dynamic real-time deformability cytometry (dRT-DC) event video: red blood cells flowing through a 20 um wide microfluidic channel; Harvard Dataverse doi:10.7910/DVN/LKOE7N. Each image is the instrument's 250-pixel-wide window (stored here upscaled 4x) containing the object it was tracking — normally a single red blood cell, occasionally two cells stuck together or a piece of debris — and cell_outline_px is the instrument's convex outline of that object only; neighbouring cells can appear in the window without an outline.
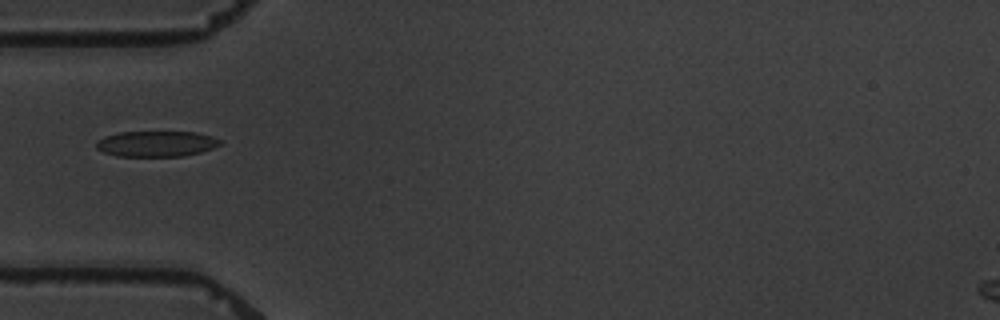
{"species": "common noctule bat (a hibernating species)", "species_latin": "Nyctalus noctula", "temperature_condition": "warm", "stored_images_in_passage": 1, "camera_frame_rate_fps": 3000, "um_per_image_px": 0.085, "animal": {"sex": "male", "body_mass_g": 19.5, "forearm_length_mm": 54.6}, "frame": {"image": 1, "passage_image": 1, "time_ms": 0.0, "image_size_px": [1000, 320], "cell_outline_px": [[220, 144], [212, 148], [200, 152], [184, 156], [116, 156], [104, 152], [96, 148], [96, 140], [104, 136], [120, 132], [196, 132], [212, 136], [220, 140]], "centroid_in_image_um": [13.25, 12.22], "position_along_channel_um": 71.7, "area_um2": 18.5}}